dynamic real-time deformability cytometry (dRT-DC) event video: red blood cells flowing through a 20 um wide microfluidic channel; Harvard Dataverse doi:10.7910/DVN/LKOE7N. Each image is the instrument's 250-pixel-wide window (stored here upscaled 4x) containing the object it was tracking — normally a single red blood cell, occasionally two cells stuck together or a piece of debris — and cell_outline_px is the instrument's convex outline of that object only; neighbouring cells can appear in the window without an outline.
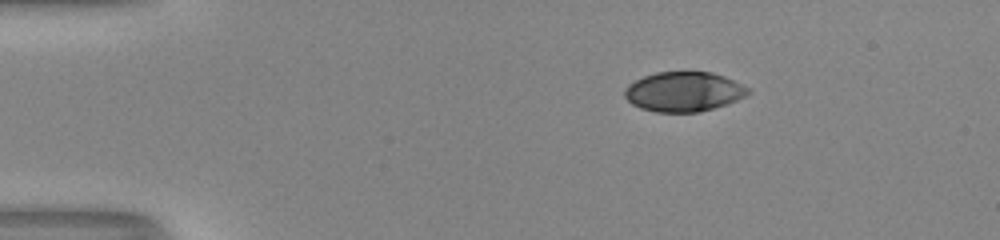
{"species": "human", "species_latin": "Homo sapiens", "temperature_condition": "room temperature", "stored_images_in_passage": 1, "camera_frame_rate_fps": 3000, "um_per_image_px": 0.085, "donor": {"sex": "male"}, "frame": {"image": 1, "passage_image": 1, "time_ms": 0.0, "image_size_px": [1000, 240], "cell_outline_px": [[716, 104], [704, 108], [680, 112], [676, 112], [652, 108], [640, 104], [632, 100], [632, 88], [636, 84], [652, 76], [668, 72], [700, 72], [712, 76]], "centroid_in_image_um": [57.45, 7.79], "position_along_channel_um": 27.5, "area_um2": 19.71}}